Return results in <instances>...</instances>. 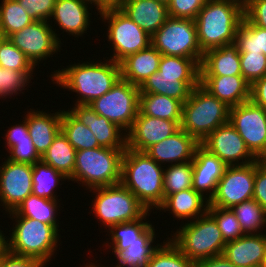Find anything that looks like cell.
Listing matches in <instances>:
<instances>
[{
    "label": "cell",
    "mask_w": 266,
    "mask_h": 267,
    "mask_svg": "<svg viewBox=\"0 0 266 267\" xmlns=\"http://www.w3.org/2000/svg\"><path fill=\"white\" fill-rule=\"evenodd\" d=\"M67 67V68H66ZM51 74L53 84L77 93L74 105H89L108 92L121 78L120 63L111 59L68 65Z\"/></svg>",
    "instance_id": "1"
},
{
    "label": "cell",
    "mask_w": 266,
    "mask_h": 267,
    "mask_svg": "<svg viewBox=\"0 0 266 267\" xmlns=\"http://www.w3.org/2000/svg\"><path fill=\"white\" fill-rule=\"evenodd\" d=\"M243 18L244 1L208 0L195 18L201 51L235 43Z\"/></svg>",
    "instance_id": "2"
},
{
    "label": "cell",
    "mask_w": 266,
    "mask_h": 267,
    "mask_svg": "<svg viewBox=\"0 0 266 267\" xmlns=\"http://www.w3.org/2000/svg\"><path fill=\"white\" fill-rule=\"evenodd\" d=\"M146 152L129 148L123 153L120 183L148 210H158L164 202L163 170Z\"/></svg>",
    "instance_id": "3"
},
{
    "label": "cell",
    "mask_w": 266,
    "mask_h": 267,
    "mask_svg": "<svg viewBox=\"0 0 266 267\" xmlns=\"http://www.w3.org/2000/svg\"><path fill=\"white\" fill-rule=\"evenodd\" d=\"M8 217L15 219V227H12L10 238L6 239L9 253L36 258L45 265L53 260L60 235L52 225L22 216Z\"/></svg>",
    "instance_id": "4"
},
{
    "label": "cell",
    "mask_w": 266,
    "mask_h": 267,
    "mask_svg": "<svg viewBox=\"0 0 266 267\" xmlns=\"http://www.w3.org/2000/svg\"><path fill=\"white\" fill-rule=\"evenodd\" d=\"M126 149L96 147L76 151L72 177L88 190L119 184L122 156Z\"/></svg>",
    "instance_id": "5"
},
{
    "label": "cell",
    "mask_w": 266,
    "mask_h": 267,
    "mask_svg": "<svg viewBox=\"0 0 266 267\" xmlns=\"http://www.w3.org/2000/svg\"><path fill=\"white\" fill-rule=\"evenodd\" d=\"M229 109L199 84L183 103L180 128L201 143L211 132L229 122Z\"/></svg>",
    "instance_id": "6"
},
{
    "label": "cell",
    "mask_w": 266,
    "mask_h": 267,
    "mask_svg": "<svg viewBox=\"0 0 266 267\" xmlns=\"http://www.w3.org/2000/svg\"><path fill=\"white\" fill-rule=\"evenodd\" d=\"M170 240L191 261L222 256L226 242L215 219L207 212L185 223L171 234Z\"/></svg>",
    "instance_id": "7"
},
{
    "label": "cell",
    "mask_w": 266,
    "mask_h": 267,
    "mask_svg": "<svg viewBox=\"0 0 266 267\" xmlns=\"http://www.w3.org/2000/svg\"><path fill=\"white\" fill-rule=\"evenodd\" d=\"M92 190L95 198L91 211L105 228L110 229L116 224L136 221L148 211L121 183L94 188L90 192Z\"/></svg>",
    "instance_id": "8"
},
{
    "label": "cell",
    "mask_w": 266,
    "mask_h": 267,
    "mask_svg": "<svg viewBox=\"0 0 266 267\" xmlns=\"http://www.w3.org/2000/svg\"><path fill=\"white\" fill-rule=\"evenodd\" d=\"M99 13V14H98ZM107 23V38L113 49L111 60L120 63L127 56L141 51L151 45V35L140 28L117 6L98 12Z\"/></svg>",
    "instance_id": "9"
},
{
    "label": "cell",
    "mask_w": 266,
    "mask_h": 267,
    "mask_svg": "<svg viewBox=\"0 0 266 267\" xmlns=\"http://www.w3.org/2000/svg\"><path fill=\"white\" fill-rule=\"evenodd\" d=\"M151 45L162 55L202 61L195 20L169 17L151 36Z\"/></svg>",
    "instance_id": "10"
},
{
    "label": "cell",
    "mask_w": 266,
    "mask_h": 267,
    "mask_svg": "<svg viewBox=\"0 0 266 267\" xmlns=\"http://www.w3.org/2000/svg\"><path fill=\"white\" fill-rule=\"evenodd\" d=\"M139 94V86L120 78L108 92L89 106L127 133L139 112Z\"/></svg>",
    "instance_id": "11"
},
{
    "label": "cell",
    "mask_w": 266,
    "mask_h": 267,
    "mask_svg": "<svg viewBox=\"0 0 266 267\" xmlns=\"http://www.w3.org/2000/svg\"><path fill=\"white\" fill-rule=\"evenodd\" d=\"M50 24L52 25V21H33L7 37L35 67L37 64L39 66L40 61L47 60L48 57L60 52L62 44L58 37L60 35L56 34L57 30Z\"/></svg>",
    "instance_id": "12"
},
{
    "label": "cell",
    "mask_w": 266,
    "mask_h": 267,
    "mask_svg": "<svg viewBox=\"0 0 266 267\" xmlns=\"http://www.w3.org/2000/svg\"><path fill=\"white\" fill-rule=\"evenodd\" d=\"M255 162L246 165L227 166L217 184L209 206L231 208L253 199Z\"/></svg>",
    "instance_id": "13"
},
{
    "label": "cell",
    "mask_w": 266,
    "mask_h": 267,
    "mask_svg": "<svg viewBox=\"0 0 266 267\" xmlns=\"http://www.w3.org/2000/svg\"><path fill=\"white\" fill-rule=\"evenodd\" d=\"M229 123L237 130L248 150L257 159L266 147V110L249 100L230 107Z\"/></svg>",
    "instance_id": "14"
},
{
    "label": "cell",
    "mask_w": 266,
    "mask_h": 267,
    "mask_svg": "<svg viewBox=\"0 0 266 267\" xmlns=\"http://www.w3.org/2000/svg\"><path fill=\"white\" fill-rule=\"evenodd\" d=\"M32 164L6 159L0 166V202L5 212L14 211L32 194Z\"/></svg>",
    "instance_id": "15"
},
{
    "label": "cell",
    "mask_w": 266,
    "mask_h": 267,
    "mask_svg": "<svg viewBox=\"0 0 266 267\" xmlns=\"http://www.w3.org/2000/svg\"><path fill=\"white\" fill-rule=\"evenodd\" d=\"M200 144L227 166L246 165L257 160L229 122L211 132Z\"/></svg>",
    "instance_id": "16"
},
{
    "label": "cell",
    "mask_w": 266,
    "mask_h": 267,
    "mask_svg": "<svg viewBox=\"0 0 266 267\" xmlns=\"http://www.w3.org/2000/svg\"><path fill=\"white\" fill-rule=\"evenodd\" d=\"M180 129L176 121L143 115L140 111L127 134V148L145 152Z\"/></svg>",
    "instance_id": "17"
},
{
    "label": "cell",
    "mask_w": 266,
    "mask_h": 267,
    "mask_svg": "<svg viewBox=\"0 0 266 267\" xmlns=\"http://www.w3.org/2000/svg\"><path fill=\"white\" fill-rule=\"evenodd\" d=\"M70 109L68 111L95 135L100 147L127 148V134L117 124L98 115L89 105H74Z\"/></svg>",
    "instance_id": "18"
},
{
    "label": "cell",
    "mask_w": 266,
    "mask_h": 267,
    "mask_svg": "<svg viewBox=\"0 0 266 267\" xmlns=\"http://www.w3.org/2000/svg\"><path fill=\"white\" fill-rule=\"evenodd\" d=\"M200 142L183 129L153 144L145 152L158 164L169 165L192 161Z\"/></svg>",
    "instance_id": "19"
},
{
    "label": "cell",
    "mask_w": 266,
    "mask_h": 267,
    "mask_svg": "<svg viewBox=\"0 0 266 267\" xmlns=\"http://www.w3.org/2000/svg\"><path fill=\"white\" fill-rule=\"evenodd\" d=\"M192 166L193 189L210 201L227 165L200 144L195 151Z\"/></svg>",
    "instance_id": "20"
},
{
    "label": "cell",
    "mask_w": 266,
    "mask_h": 267,
    "mask_svg": "<svg viewBox=\"0 0 266 267\" xmlns=\"http://www.w3.org/2000/svg\"><path fill=\"white\" fill-rule=\"evenodd\" d=\"M222 256L236 267H261L266 257V233L245 234L227 242Z\"/></svg>",
    "instance_id": "21"
},
{
    "label": "cell",
    "mask_w": 266,
    "mask_h": 267,
    "mask_svg": "<svg viewBox=\"0 0 266 267\" xmlns=\"http://www.w3.org/2000/svg\"><path fill=\"white\" fill-rule=\"evenodd\" d=\"M117 7L151 36L169 18L167 5L158 0H121Z\"/></svg>",
    "instance_id": "22"
},
{
    "label": "cell",
    "mask_w": 266,
    "mask_h": 267,
    "mask_svg": "<svg viewBox=\"0 0 266 267\" xmlns=\"http://www.w3.org/2000/svg\"><path fill=\"white\" fill-rule=\"evenodd\" d=\"M200 85L229 108L250 100L251 85L243 76H200Z\"/></svg>",
    "instance_id": "23"
},
{
    "label": "cell",
    "mask_w": 266,
    "mask_h": 267,
    "mask_svg": "<svg viewBox=\"0 0 266 267\" xmlns=\"http://www.w3.org/2000/svg\"><path fill=\"white\" fill-rule=\"evenodd\" d=\"M89 6V3L82 0H57L51 20L53 18L63 32L75 38L83 37L91 23Z\"/></svg>",
    "instance_id": "24"
},
{
    "label": "cell",
    "mask_w": 266,
    "mask_h": 267,
    "mask_svg": "<svg viewBox=\"0 0 266 267\" xmlns=\"http://www.w3.org/2000/svg\"><path fill=\"white\" fill-rule=\"evenodd\" d=\"M24 116L29 136L38 154L42 156L53 143L54 138L61 131L62 110L50 114L43 111L32 110Z\"/></svg>",
    "instance_id": "25"
},
{
    "label": "cell",
    "mask_w": 266,
    "mask_h": 267,
    "mask_svg": "<svg viewBox=\"0 0 266 267\" xmlns=\"http://www.w3.org/2000/svg\"><path fill=\"white\" fill-rule=\"evenodd\" d=\"M242 76L240 54L235 43L203 53L200 76Z\"/></svg>",
    "instance_id": "26"
},
{
    "label": "cell",
    "mask_w": 266,
    "mask_h": 267,
    "mask_svg": "<svg viewBox=\"0 0 266 267\" xmlns=\"http://www.w3.org/2000/svg\"><path fill=\"white\" fill-rule=\"evenodd\" d=\"M209 200L193 188L179 191L168 195L163 204L158 208L160 211H171L178 220L193 221L208 212Z\"/></svg>",
    "instance_id": "27"
},
{
    "label": "cell",
    "mask_w": 266,
    "mask_h": 267,
    "mask_svg": "<svg viewBox=\"0 0 266 267\" xmlns=\"http://www.w3.org/2000/svg\"><path fill=\"white\" fill-rule=\"evenodd\" d=\"M162 54L152 45L127 56L120 62L121 78L140 86L150 75L158 71Z\"/></svg>",
    "instance_id": "28"
},
{
    "label": "cell",
    "mask_w": 266,
    "mask_h": 267,
    "mask_svg": "<svg viewBox=\"0 0 266 267\" xmlns=\"http://www.w3.org/2000/svg\"><path fill=\"white\" fill-rule=\"evenodd\" d=\"M200 81H179L178 77L161 76L154 72L140 86V93H154L175 98L184 103Z\"/></svg>",
    "instance_id": "29"
},
{
    "label": "cell",
    "mask_w": 266,
    "mask_h": 267,
    "mask_svg": "<svg viewBox=\"0 0 266 267\" xmlns=\"http://www.w3.org/2000/svg\"><path fill=\"white\" fill-rule=\"evenodd\" d=\"M153 225H151L140 237L139 242H135L124 251H113L118 263L114 267H147L153 252L159 247L153 243L156 235ZM155 239V240H154Z\"/></svg>",
    "instance_id": "30"
},
{
    "label": "cell",
    "mask_w": 266,
    "mask_h": 267,
    "mask_svg": "<svg viewBox=\"0 0 266 267\" xmlns=\"http://www.w3.org/2000/svg\"><path fill=\"white\" fill-rule=\"evenodd\" d=\"M59 199H48L30 194L26 197L17 208L9 212L10 216H22L39 220L40 222L52 225L58 232L60 227L57 222L56 213L60 210L58 207ZM58 208V209H57ZM58 210V211H57Z\"/></svg>",
    "instance_id": "31"
},
{
    "label": "cell",
    "mask_w": 266,
    "mask_h": 267,
    "mask_svg": "<svg viewBox=\"0 0 266 267\" xmlns=\"http://www.w3.org/2000/svg\"><path fill=\"white\" fill-rule=\"evenodd\" d=\"M182 106L180 100L165 95L139 94V111L143 115L176 121L179 125L182 120Z\"/></svg>",
    "instance_id": "32"
},
{
    "label": "cell",
    "mask_w": 266,
    "mask_h": 267,
    "mask_svg": "<svg viewBox=\"0 0 266 267\" xmlns=\"http://www.w3.org/2000/svg\"><path fill=\"white\" fill-rule=\"evenodd\" d=\"M75 157L76 149L60 131L48 150L41 156V160L70 179L75 167Z\"/></svg>",
    "instance_id": "33"
},
{
    "label": "cell",
    "mask_w": 266,
    "mask_h": 267,
    "mask_svg": "<svg viewBox=\"0 0 266 267\" xmlns=\"http://www.w3.org/2000/svg\"><path fill=\"white\" fill-rule=\"evenodd\" d=\"M152 211H147L140 219L132 222H125L116 224L109 229V238L112 242H105L107 249L111 248L112 251H124L129 245L139 242V237L152 225L145 219L150 216ZM144 220V221H143ZM149 222V223H148ZM107 244V245H106ZM112 244V245H111Z\"/></svg>",
    "instance_id": "34"
},
{
    "label": "cell",
    "mask_w": 266,
    "mask_h": 267,
    "mask_svg": "<svg viewBox=\"0 0 266 267\" xmlns=\"http://www.w3.org/2000/svg\"><path fill=\"white\" fill-rule=\"evenodd\" d=\"M65 180L69 179L42 160L32 165V193L38 197L58 199L55 187Z\"/></svg>",
    "instance_id": "35"
},
{
    "label": "cell",
    "mask_w": 266,
    "mask_h": 267,
    "mask_svg": "<svg viewBox=\"0 0 266 267\" xmlns=\"http://www.w3.org/2000/svg\"><path fill=\"white\" fill-rule=\"evenodd\" d=\"M61 131L76 151L100 147L90 129L79 122L68 110H62Z\"/></svg>",
    "instance_id": "36"
},
{
    "label": "cell",
    "mask_w": 266,
    "mask_h": 267,
    "mask_svg": "<svg viewBox=\"0 0 266 267\" xmlns=\"http://www.w3.org/2000/svg\"><path fill=\"white\" fill-rule=\"evenodd\" d=\"M158 72L179 81H200V63L192 58L162 55Z\"/></svg>",
    "instance_id": "37"
},
{
    "label": "cell",
    "mask_w": 266,
    "mask_h": 267,
    "mask_svg": "<svg viewBox=\"0 0 266 267\" xmlns=\"http://www.w3.org/2000/svg\"><path fill=\"white\" fill-rule=\"evenodd\" d=\"M230 209L236 215L245 234L262 233L261 230L266 227V213L254 199L236 204Z\"/></svg>",
    "instance_id": "38"
},
{
    "label": "cell",
    "mask_w": 266,
    "mask_h": 267,
    "mask_svg": "<svg viewBox=\"0 0 266 267\" xmlns=\"http://www.w3.org/2000/svg\"><path fill=\"white\" fill-rule=\"evenodd\" d=\"M239 53H263L266 56V29L253 25L245 17L236 33Z\"/></svg>",
    "instance_id": "39"
},
{
    "label": "cell",
    "mask_w": 266,
    "mask_h": 267,
    "mask_svg": "<svg viewBox=\"0 0 266 267\" xmlns=\"http://www.w3.org/2000/svg\"><path fill=\"white\" fill-rule=\"evenodd\" d=\"M33 21L17 0H2L0 4V30L4 38L20 31Z\"/></svg>",
    "instance_id": "40"
},
{
    "label": "cell",
    "mask_w": 266,
    "mask_h": 267,
    "mask_svg": "<svg viewBox=\"0 0 266 267\" xmlns=\"http://www.w3.org/2000/svg\"><path fill=\"white\" fill-rule=\"evenodd\" d=\"M167 166L163 170L164 199L173 193L193 188L192 161Z\"/></svg>",
    "instance_id": "41"
},
{
    "label": "cell",
    "mask_w": 266,
    "mask_h": 267,
    "mask_svg": "<svg viewBox=\"0 0 266 267\" xmlns=\"http://www.w3.org/2000/svg\"><path fill=\"white\" fill-rule=\"evenodd\" d=\"M166 239L153 252L147 267H195L196 263L189 260L170 237Z\"/></svg>",
    "instance_id": "42"
},
{
    "label": "cell",
    "mask_w": 266,
    "mask_h": 267,
    "mask_svg": "<svg viewBox=\"0 0 266 267\" xmlns=\"http://www.w3.org/2000/svg\"><path fill=\"white\" fill-rule=\"evenodd\" d=\"M208 213L215 219L224 241L230 242L245 235L236 215L230 208L208 207Z\"/></svg>",
    "instance_id": "43"
},
{
    "label": "cell",
    "mask_w": 266,
    "mask_h": 267,
    "mask_svg": "<svg viewBox=\"0 0 266 267\" xmlns=\"http://www.w3.org/2000/svg\"><path fill=\"white\" fill-rule=\"evenodd\" d=\"M32 74L33 71H16L0 67V99L15 96L26 90L25 87L33 79Z\"/></svg>",
    "instance_id": "44"
},
{
    "label": "cell",
    "mask_w": 266,
    "mask_h": 267,
    "mask_svg": "<svg viewBox=\"0 0 266 267\" xmlns=\"http://www.w3.org/2000/svg\"><path fill=\"white\" fill-rule=\"evenodd\" d=\"M0 67L16 71H34V68L36 69L26 55L8 38H4L0 42Z\"/></svg>",
    "instance_id": "45"
},
{
    "label": "cell",
    "mask_w": 266,
    "mask_h": 267,
    "mask_svg": "<svg viewBox=\"0 0 266 267\" xmlns=\"http://www.w3.org/2000/svg\"><path fill=\"white\" fill-rule=\"evenodd\" d=\"M239 54L242 76L250 85L266 75V56L263 53Z\"/></svg>",
    "instance_id": "46"
},
{
    "label": "cell",
    "mask_w": 266,
    "mask_h": 267,
    "mask_svg": "<svg viewBox=\"0 0 266 267\" xmlns=\"http://www.w3.org/2000/svg\"><path fill=\"white\" fill-rule=\"evenodd\" d=\"M8 160L20 163L34 164L41 161V156L36 151L31 137L27 139L14 140V146L9 150Z\"/></svg>",
    "instance_id": "47"
},
{
    "label": "cell",
    "mask_w": 266,
    "mask_h": 267,
    "mask_svg": "<svg viewBox=\"0 0 266 267\" xmlns=\"http://www.w3.org/2000/svg\"><path fill=\"white\" fill-rule=\"evenodd\" d=\"M208 0H170L167 4L169 17L195 20Z\"/></svg>",
    "instance_id": "48"
},
{
    "label": "cell",
    "mask_w": 266,
    "mask_h": 267,
    "mask_svg": "<svg viewBox=\"0 0 266 267\" xmlns=\"http://www.w3.org/2000/svg\"><path fill=\"white\" fill-rule=\"evenodd\" d=\"M34 21H50L57 0H17Z\"/></svg>",
    "instance_id": "49"
},
{
    "label": "cell",
    "mask_w": 266,
    "mask_h": 267,
    "mask_svg": "<svg viewBox=\"0 0 266 267\" xmlns=\"http://www.w3.org/2000/svg\"><path fill=\"white\" fill-rule=\"evenodd\" d=\"M244 17L253 25L266 29V0H245Z\"/></svg>",
    "instance_id": "50"
},
{
    "label": "cell",
    "mask_w": 266,
    "mask_h": 267,
    "mask_svg": "<svg viewBox=\"0 0 266 267\" xmlns=\"http://www.w3.org/2000/svg\"><path fill=\"white\" fill-rule=\"evenodd\" d=\"M253 199L258 202L266 213V166L255 161V182Z\"/></svg>",
    "instance_id": "51"
},
{
    "label": "cell",
    "mask_w": 266,
    "mask_h": 267,
    "mask_svg": "<svg viewBox=\"0 0 266 267\" xmlns=\"http://www.w3.org/2000/svg\"><path fill=\"white\" fill-rule=\"evenodd\" d=\"M40 260L32 257L17 256L7 250L0 257V267H45Z\"/></svg>",
    "instance_id": "52"
},
{
    "label": "cell",
    "mask_w": 266,
    "mask_h": 267,
    "mask_svg": "<svg viewBox=\"0 0 266 267\" xmlns=\"http://www.w3.org/2000/svg\"><path fill=\"white\" fill-rule=\"evenodd\" d=\"M5 137V145H7L8 147L7 150L14 146V140L27 139V137H30L26 120H22L20 124L18 123L13 127L11 125V127L6 132Z\"/></svg>",
    "instance_id": "53"
},
{
    "label": "cell",
    "mask_w": 266,
    "mask_h": 267,
    "mask_svg": "<svg viewBox=\"0 0 266 267\" xmlns=\"http://www.w3.org/2000/svg\"><path fill=\"white\" fill-rule=\"evenodd\" d=\"M250 100L266 110V75L251 85Z\"/></svg>",
    "instance_id": "54"
},
{
    "label": "cell",
    "mask_w": 266,
    "mask_h": 267,
    "mask_svg": "<svg viewBox=\"0 0 266 267\" xmlns=\"http://www.w3.org/2000/svg\"><path fill=\"white\" fill-rule=\"evenodd\" d=\"M195 267H236L223 256L212 257L196 262Z\"/></svg>",
    "instance_id": "55"
},
{
    "label": "cell",
    "mask_w": 266,
    "mask_h": 267,
    "mask_svg": "<svg viewBox=\"0 0 266 267\" xmlns=\"http://www.w3.org/2000/svg\"><path fill=\"white\" fill-rule=\"evenodd\" d=\"M82 1L89 3L91 6L92 4L96 6L95 9L98 10L97 12L117 6V3L114 0H82Z\"/></svg>",
    "instance_id": "56"
},
{
    "label": "cell",
    "mask_w": 266,
    "mask_h": 267,
    "mask_svg": "<svg viewBox=\"0 0 266 267\" xmlns=\"http://www.w3.org/2000/svg\"><path fill=\"white\" fill-rule=\"evenodd\" d=\"M4 235L5 234L0 229V257L6 251V240H5L6 236H4Z\"/></svg>",
    "instance_id": "57"
},
{
    "label": "cell",
    "mask_w": 266,
    "mask_h": 267,
    "mask_svg": "<svg viewBox=\"0 0 266 267\" xmlns=\"http://www.w3.org/2000/svg\"><path fill=\"white\" fill-rule=\"evenodd\" d=\"M257 161L266 166V147L264 149V151L262 152V154L257 158Z\"/></svg>",
    "instance_id": "58"
},
{
    "label": "cell",
    "mask_w": 266,
    "mask_h": 267,
    "mask_svg": "<svg viewBox=\"0 0 266 267\" xmlns=\"http://www.w3.org/2000/svg\"><path fill=\"white\" fill-rule=\"evenodd\" d=\"M85 265V267H99V265H97L96 266V264L95 263H87V264H84ZM100 267H105L104 265L103 266H100Z\"/></svg>",
    "instance_id": "59"
},
{
    "label": "cell",
    "mask_w": 266,
    "mask_h": 267,
    "mask_svg": "<svg viewBox=\"0 0 266 267\" xmlns=\"http://www.w3.org/2000/svg\"><path fill=\"white\" fill-rule=\"evenodd\" d=\"M261 267H266V257L263 259Z\"/></svg>",
    "instance_id": "60"
},
{
    "label": "cell",
    "mask_w": 266,
    "mask_h": 267,
    "mask_svg": "<svg viewBox=\"0 0 266 267\" xmlns=\"http://www.w3.org/2000/svg\"><path fill=\"white\" fill-rule=\"evenodd\" d=\"M158 1L163 2L164 4L167 5V4L169 3L170 0H158Z\"/></svg>",
    "instance_id": "61"
},
{
    "label": "cell",
    "mask_w": 266,
    "mask_h": 267,
    "mask_svg": "<svg viewBox=\"0 0 266 267\" xmlns=\"http://www.w3.org/2000/svg\"><path fill=\"white\" fill-rule=\"evenodd\" d=\"M4 39V36H3V33L2 31L0 30V42Z\"/></svg>",
    "instance_id": "62"
},
{
    "label": "cell",
    "mask_w": 266,
    "mask_h": 267,
    "mask_svg": "<svg viewBox=\"0 0 266 267\" xmlns=\"http://www.w3.org/2000/svg\"><path fill=\"white\" fill-rule=\"evenodd\" d=\"M117 4L121 1V0H114Z\"/></svg>",
    "instance_id": "63"
}]
</instances>
